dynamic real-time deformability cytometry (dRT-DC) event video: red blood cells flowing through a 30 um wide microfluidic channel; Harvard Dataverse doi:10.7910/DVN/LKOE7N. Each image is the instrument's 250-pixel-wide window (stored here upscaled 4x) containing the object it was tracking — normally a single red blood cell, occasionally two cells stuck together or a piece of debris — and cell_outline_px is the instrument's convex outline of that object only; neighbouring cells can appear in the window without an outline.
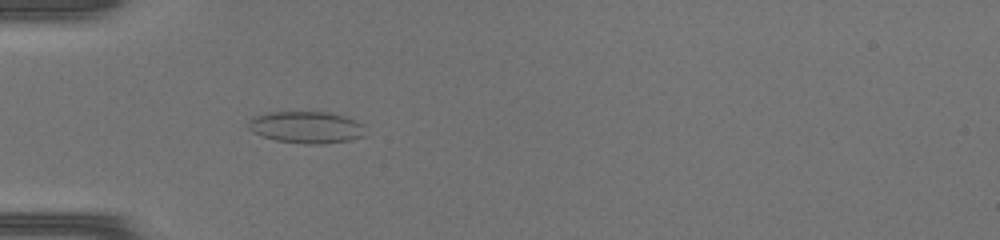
{"species": "common noctule bat (a hibernating species)", "species_latin": "Nyctalus noctula", "temperature_condition": "warm", "stored_images_in_passage": 36, "camera_frame_rate_fps": 3000, "um_per_image_px": 0.085, "animal": {"sex": "female", "body_mass_g": 17.0, "forearm_length_mm": 48.0}, "frame": {"image": 1, "passage_image": 4, "time_ms": 1.0, "image_size_px": [1000, 240], "cell_outline_px": [[364, 136], [348, 140], [320, 144], [308, 144], [276, 140], [252, 132], [248, 128], [248, 120], [252, 116], [264, 112], [332, 112], [344, 116], [364, 124]], "centroid_in_image_um": [26.01, 10.8], "position_along_channel_um": 59.0, "area_um2": 21.79}}
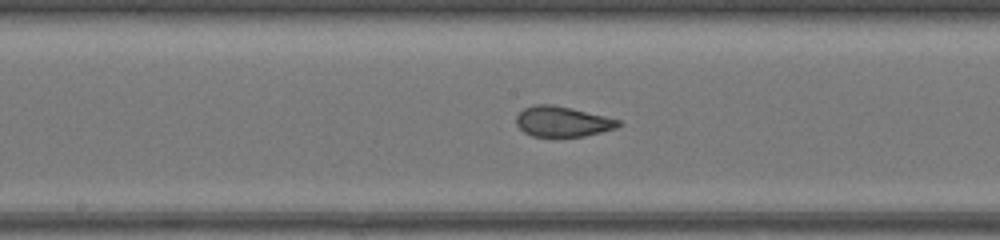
{"frame": {"image": 2, "passage_image": 14, "time_ms": 4.333, "image_size_px": [1000, 240], "cell_outline_px": [[620, 124], [616, 128], [584, 136], [532, 136], [524, 132], [516, 124], [516, 116], [524, 108], [536, 104], [552, 104], [572, 108], [620, 120]], "centroid_in_image_um": [47.78, 10.32], "position_along_channel_um": 200.4, "area_um2": 17.86}}
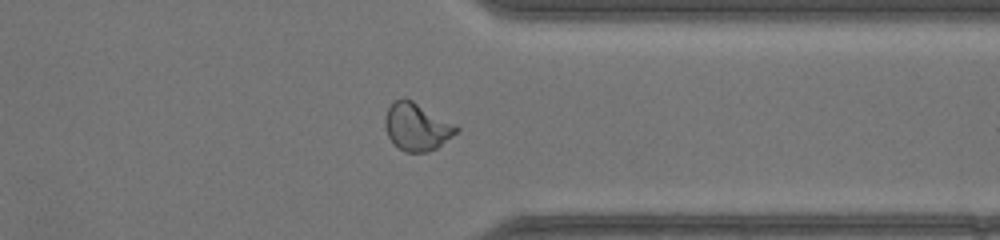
{"frame": {"image": 3, "passage_image": 26, "time_ms": 8.333, "image_size_px": [1000, 240], "cell_outline_px": [[460, 128], [452, 136], [436, 148], [428, 152], [404, 152], [392, 144], [388, 136], [384, 124], [384, 116], [388, 108], [396, 100], [404, 96], [412, 100]], "centroid_in_image_um": [35.37, 10.79], "position_along_channel_um": 376.0, "area_um2": 19.59}}